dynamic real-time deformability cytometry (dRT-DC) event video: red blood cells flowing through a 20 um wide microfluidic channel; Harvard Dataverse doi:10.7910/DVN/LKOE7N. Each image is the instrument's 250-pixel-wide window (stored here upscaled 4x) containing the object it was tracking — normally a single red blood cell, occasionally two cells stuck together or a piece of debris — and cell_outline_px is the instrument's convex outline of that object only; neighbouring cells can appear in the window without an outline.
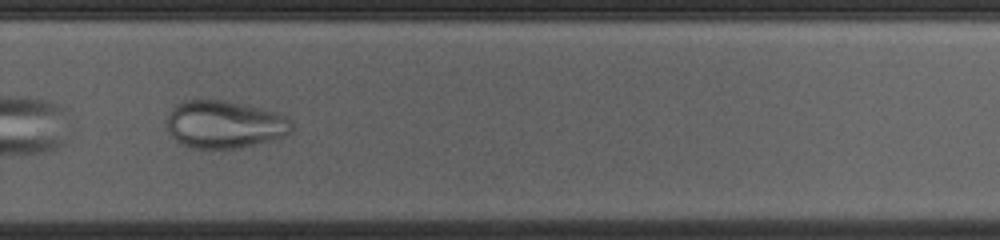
{"species": "common noctule bat (a hibernating species)", "species_latin": "Nyctalus noctula", "temperature_condition": "cold", "stored_images_in_passage": 38, "camera_frame_rate_fps": 3000, "um_per_image_px": 0.085, "animal": {"sex": "female", "body_mass_g": 23.0, "forearm_length_mm": 53.4}, "frame": {"image": 1, "passage_image": 22, "time_ms": 7.0, "image_size_px": [1000, 240], "cell_outline_px": [[292, 132], [284, 136], [256, 144], [236, 148], [192, 148], [176, 140], [172, 136], [164, 120], [172, 108], [176, 104], [184, 100], [224, 100], [280, 112], [292, 124]], "centroid_in_image_um": [19.07, 10.56], "position_along_channel_um": 310.7, "area_um2": 34.68}}